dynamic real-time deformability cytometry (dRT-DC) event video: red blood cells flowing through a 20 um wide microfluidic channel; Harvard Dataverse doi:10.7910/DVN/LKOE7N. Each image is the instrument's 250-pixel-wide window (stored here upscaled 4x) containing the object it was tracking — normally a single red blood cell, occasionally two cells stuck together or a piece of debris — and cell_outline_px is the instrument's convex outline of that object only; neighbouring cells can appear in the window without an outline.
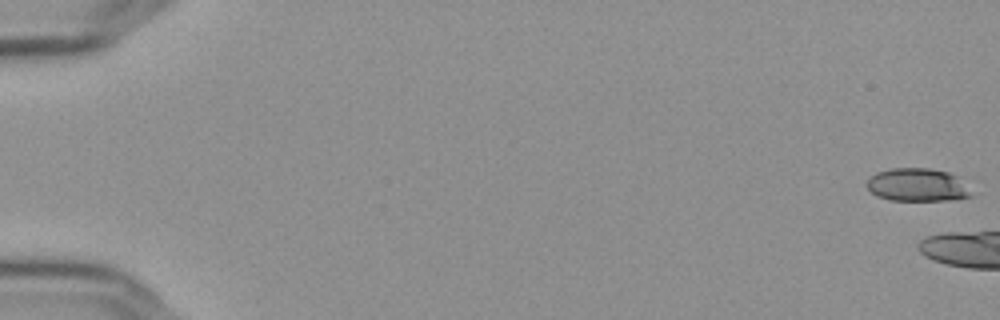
{"species": "Egyptian fruit bat (a non-hibernating species)", "species_latin": "Rousettus aegyptiacus", "temperature_condition": "cold", "stored_images_in_passage": 6, "camera_frame_rate_fps": 3000, "um_per_image_px": 0.085, "frame": {"image": 1, "passage_image": 1, "time_ms": 0.0, "image_size_px": [1000, 320], "cell_outline_px": [[972, 196], [948, 200], [888, 200], [876, 196], [868, 188], [868, 180], [876, 172], [892, 168], [928, 168], [948, 172], [956, 176]], "centroid_in_image_um": [77.91, 15.71], "position_along_channel_um": 7.1, "area_um2": 19.65}}